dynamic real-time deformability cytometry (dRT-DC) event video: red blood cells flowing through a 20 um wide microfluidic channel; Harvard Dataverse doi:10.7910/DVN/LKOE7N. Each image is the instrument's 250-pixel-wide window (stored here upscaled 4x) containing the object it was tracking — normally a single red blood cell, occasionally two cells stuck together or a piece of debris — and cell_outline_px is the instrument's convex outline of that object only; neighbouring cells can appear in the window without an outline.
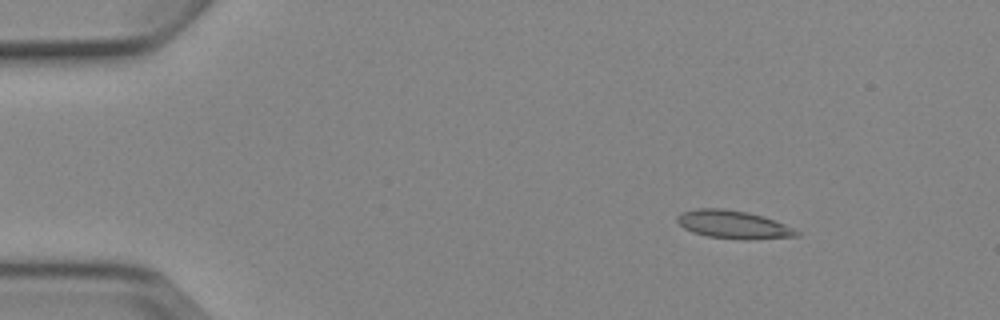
{"species": "Egyptian fruit bat (a non-hibernating species)", "species_latin": "Rousettus aegyptiacus", "temperature_condition": "cold", "stored_images_in_passage": 8, "camera_frame_rate_fps": 3000, "um_per_image_px": 0.085, "animal": {"sex": "female"}, "frame": {"image": 1, "passage_image": 3, "time_ms": 2.333, "image_size_px": [1000, 320], "cell_outline_px": [[800, 236], [748, 240], [744, 240], [708, 236], [692, 232], [684, 228], [676, 220], [676, 216], [680, 212], [696, 208], [720, 208], [748, 212], [764, 216], [784, 224], [800, 232]], "centroid_in_image_um": [62.32, 19.08], "position_along_channel_um": 22.7, "area_um2": 19.65}}
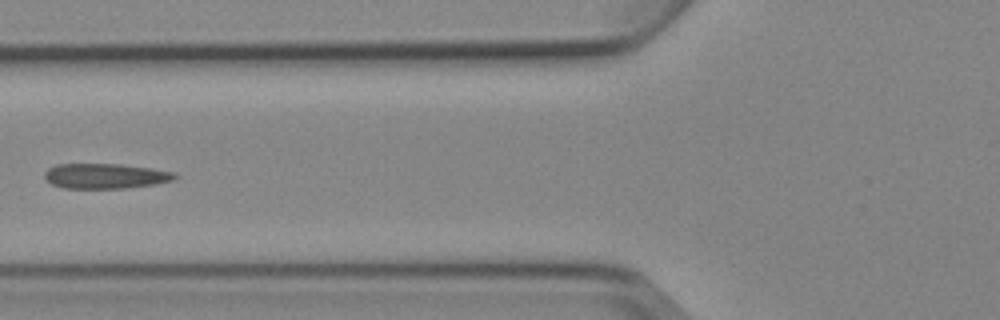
{"frame": {"image": 2, "passage_image": 7, "time_ms": 7.0, "image_size_px": [1000, 320], "cell_outline_px": [[180, 176], [172, 180], [152, 184], [124, 188], [64, 188], [52, 184], [44, 176], [44, 172], [48, 168], [56, 164], [120, 164], [152, 168], [176, 172]], "centroid_in_image_um": [8.97, 14.95], "position_along_channel_um": 116.8, "area_um2": 19.02}}
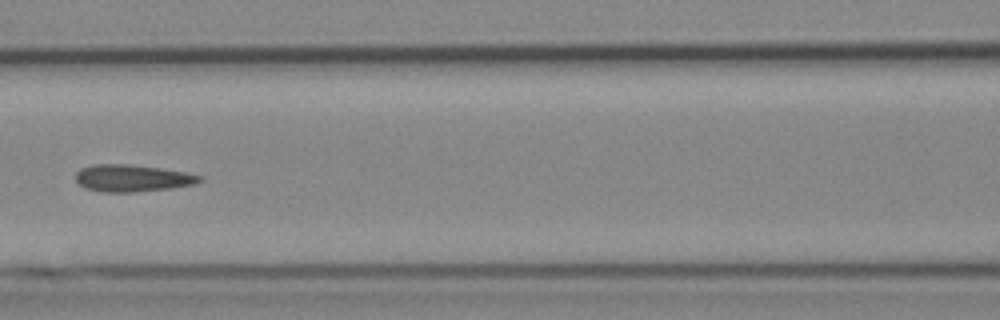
{"frame": {"image": 3, "passage_image": 8, "time_ms": 8.0, "image_size_px": [1000, 320], "cell_outline_px": [[204, 180], [196, 184], [172, 188], [132, 192], [104, 192], [84, 188], [76, 180], [76, 172], [80, 168], [92, 164], [128, 164], [160, 168], [184, 172], [204, 176]], "centroid_in_image_um": [11.26, 15.14], "position_along_channel_um": 155.3, "area_um2": 19.65}}